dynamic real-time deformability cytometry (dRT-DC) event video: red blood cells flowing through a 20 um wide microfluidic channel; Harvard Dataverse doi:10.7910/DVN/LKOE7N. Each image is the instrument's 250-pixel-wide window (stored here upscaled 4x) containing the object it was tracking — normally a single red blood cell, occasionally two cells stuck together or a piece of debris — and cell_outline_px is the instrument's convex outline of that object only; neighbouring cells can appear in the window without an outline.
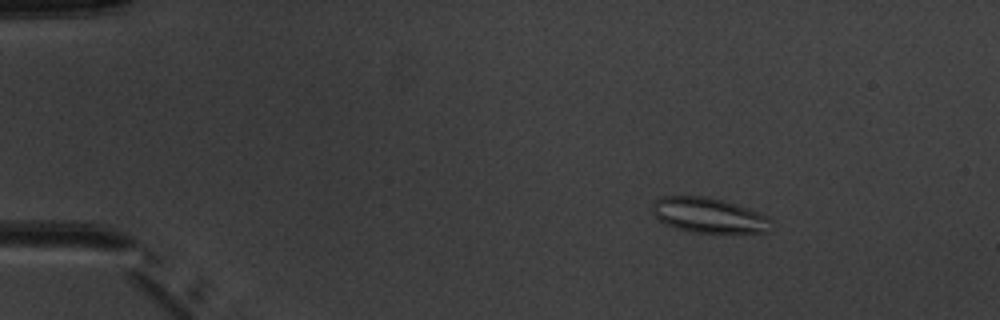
{"species": "common noctule bat (a hibernating species)", "species_latin": "Nyctalus noctula", "temperature_condition": "warm", "stored_images_in_passage": 6, "camera_frame_rate_fps": 3000, "um_per_image_px": 0.085, "animal": {"sex": "male", "body_mass_g": 20.1, "forearm_length_mm": 53.5}, "frame": {"image": 1, "passage_image": 3, "time_ms": 2.333, "image_size_px": [1000, 320], "cell_outline_px": [[772, 220], [768, 232], [692, 232], [676, 228], [664, 224], [656, 220], [652, 212], [652, 200], [656, 196], [708, 196], [724, 200], [748, 208], [768, 216]], "centroid_in_image_um": [60.16, 18.28], "position_along_channel_um": 24.8, "area_um2": 24.62}}